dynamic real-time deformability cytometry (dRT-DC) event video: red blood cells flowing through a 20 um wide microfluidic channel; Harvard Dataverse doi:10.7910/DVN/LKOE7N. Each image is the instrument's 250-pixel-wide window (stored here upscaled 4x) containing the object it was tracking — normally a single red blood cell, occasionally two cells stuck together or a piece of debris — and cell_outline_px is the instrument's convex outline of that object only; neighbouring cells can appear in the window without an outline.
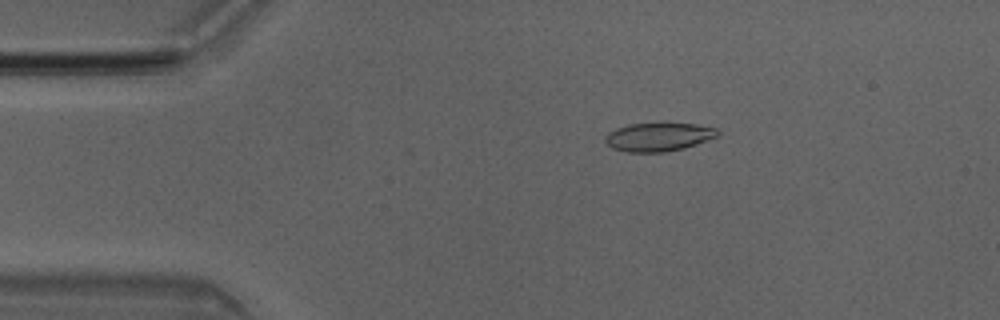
{"species": "Egyptian fruit bat (a non-hibernating species)", "species_latin": "Rousettus aegyptiacus", "temperature_condition": "room temperature", "stored_images_in_passage": 5, "camera_frame_rate_fps": 3000, "um_per_image_px": 0.085, "animal": {"sex": "male"}, "frame": {"image": 1, "passage_image": 1, "time_ms": 0.0, "image_size_px": [1000, 320], "cell_outline_px": [[720, 132], [716, 136], [696, 144], [684, 148], [664, 152], [628, 152], [612, 148], [604, 140], [604, 136], [608, 132], [616, 128], [628, 124], [664, 120], [696, 124], [716, 128]], "centroid_in_image_um": [55.95, 11.58], "position_along_channel_um": 29.0, "area_um2": 19.42}}
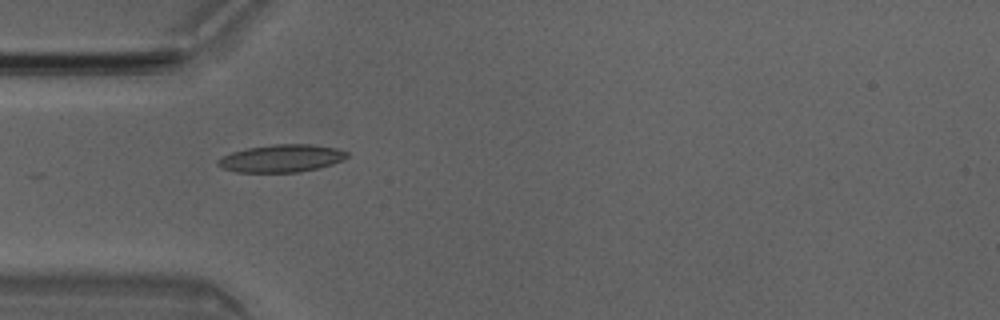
{"frame": {"image": 2, "passage_image": 3, "time_ms": 0.667, "image_size_px": [1000, 320], "cell_outline_px": [[348, 156], [332, 164], [316, 168], [296, 172], [236, 172], [224, 168], [216, 164], [216, 160], [232, 152], [248, 148], [272, 144], [312, 144], [336, 148], [348, 152]], "centroid_in_image_um": [23.91, 13.45], "position_along_channel_um": 61.1, "area_um2": 20.52}}